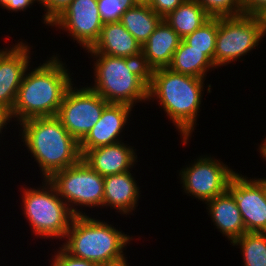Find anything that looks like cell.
<instances>
[{"label": "cell", "instance_id": "19", "mask_svg": "<svg viewBox=\"0 0 266 266\" xmlns=\"http://www.w3.org/2000/svg\"><path fill=\"white\" fill-rule=\"evenodd\" d=\"M205 204L213 225L230 244L246 233L241 212L227 190Z\"/></svg>", "mask_w": 266, "mask_h": 266}, {"label": "cell", "instance_id": "6", "mask_svg": "<svg viewBox=\"0 0 266 266\" xmlns=\"http://www.w3.org/2000/svg\"><path fill=\"white\" fill-rule=\"evenodd\" d=\"M39 187L22 185L21 209L31 226L35 237L58 239L63 241L76 216L63 199L57 194L54 186L43 179ZM23 188V189H22Z\"/></svg>", "mask_w": 266, "mask_h": 266}, {"label": "cell", "instance_id": "38", "mask_svg": "<svg viewBox=\"0 0 266 266\" xmlns=\"http://www.w3.org/2000/svg\"><path fill=\"white\" fill-rule=\"evenodd\" d=\"M265 196H266V178H265Z\"/></svg>", "mask_w": 266, "mask_h": 266}, {"label": "cell", "instance_id": "36", "mask_svg": "<svg viewBox=\"0 0 266 266\" xmlns=\"http://www.w3.org/2000/svg\"><path fill=\"white\" fill-rule=\"evenodd\" d=\"M137 5H150L152 0H133Z\"/></svg>", "mask_w": 266, "mask_h": 266}, {"label": "cell", "instance_id": "35", "mask_svg": "<svg viewBox=\"0 0 266 266\" xmlns=\"http://www.w3.org/2000/svg\"><path fill=\"white\" fill-rule=\"evenodd\" d=\"M260 17L263 22V33H264V38H265L266 37V12H264Z\"/></svg>", "mask_w": 266, "mask_h": 266}, {"label": "cell", "instance_id": "37", "mask_svg": "<svg viewBox=\"0 0 266 266\" xmlns=\"http://www.w3.org/2000/svg\"><path fill=\"white\" fill-rule=\"evenodd\" d=\"M128 7H133L136 4L134 3L133 0H122Z\"/></svg>", "mask_w": 266, "mask_h": 266}, {"label": "cell", "instance_id": "24", "mask_svg": "<svg viewBox=\"0 0 266 266\" xmlns=\"http://www.w3.org/2000/svg\"><path fill=\"white\" fill-rule=\"evenodd\" d=\"M218 32V17H211L183 40L193 49L203 51L213 62Z\"/></svg>", "mask_w": 266, "mask_h": 266}, {"label": "cell", "instance_id": "4", "mask_svg": "<svg viewBox=\"0 0 266 266\" xmlns=\"http://www.w3.org/2000/svg\"><path fill=\"white\" fill-rule=\"evenodd\" d=\"M93 59V78L89 87L108 103L127 104L148 102L149 72L141 59L88 53Z\"/></svg>", "mask_w": 266, "mask_h": 266}, {"label": "cell", "instance_id": "20", "mask_svg": "<svg viewBox=\"0 0 266 266\" xmlns=\"http://www.w3.org/2000/svg\"><path fill=\"white\" fill-rule=\"evenodd\" d=\"M168 68L173 72L201 79H206L207 72L216 69L214 62L203 51L193 49L183 39Z\"/></svg>", "mask_w": 266, "mask_h": 266}, {"label": "cell", "instance_id": "17", "mask_svg": "<svg viewBox=\"0 0 266 266\" xmlns=\"http://www.w3.org/2000/svg\"><path fill=\"white\" fill-rule=\"evenodd\" d=\"M182 39L163 19L142 45L141 62L148 71L167 68Z\"/></svg>", "mask_w": 266, "mask_h": 266}, {"label": "cell", "instance_id": "11", "mask_svg": "<svg viewBox=\"0 0 266 266\" xmlns=\"http://www.w3.org/2000/svg\"><path fill=\"white\" fill-rule=\"evenodd\" d=\"M103 24L97 0H72L49 26L68 32V37L87 51L99 39Z\"/></svg>", "mask_w": 266, "mask_h": 266}, {"label": "cell", "instance_id": "21", "mask_svg": "<svg viewBox=\"0 0 266 266\" xmlns=\"http://www.w3.org/2000/svg\"><path fill=\"white\" fill-rule=\"evenodd\" d=\"M210 18L211 16L196 0H184L164 20L183 39L201 27Z\"/></svg>", "mask_w": 266, "mask_h": 266}, {"label": "cell", "instance_id": "28", "mask_svg": "<svg viewBox=\"0 0 266 266\" xmlns=\"http://www.w3.org/2000/svg\"><path fill=\"white\" fill-rule=\"evenodd\" d=\"M72 0H38L39 6H42L44 14L42 22L48 25L71 3Z\"/></svg>", "mask_w": 266, "mask_h": 266}, {"label": "cell", "instance_id": "9", "mask_svg": "<svg viewBox=\"0 0 266 266\" xmlns=\"http://www.w3.org/2000/svg\"><path fill=\"white\" fill-rule=\"evenodd\" d=\"M193 161L183 166L177 177L184 194L205 204L227 190V183L236 173L233 168L208 153Z\"/></svg>", "mask_w": 266, "mask_h": 266}, {"label": "cell", "instance_id": "2", "mask_svg": "<svg viewBox=\"0 0 266 266\" xmlns=\"http://www.w3.org/2000/svg\"><path fill=\"white\" fill-rule=\"evenodd\" d=\"M53 54L39 66L31 64L26 70L9 113L12 122V118L19 124L30 118L57 115L67 89L74 83V73H70L59 54Z\"/></svg>", "mask_w": 266, "mask_h": 266}, {"label": "cell", "instance_id": "12", "mask_svg": "<svg viewBox=\"0 0 266 266\" xmlns=\"http://www.w3.org/2000/svg\"><path fill=\"white\" fill-rule=\"evenodd\" d=\"M227 191L241 212L246 232L266 233L265 177L249 178L236 172L227 183Z\"/></svg>", "mask_w": 266, "mask_h": 266}, {"label": "cell", "instance_id": "30", "mask_svg": "<svg viewBox=\"0 0 266 266\" xmlns=\"http://www.w3.org/2000/svg\"><path fill=\"white\" fill-rule=\"evenodd\" d=\"M244 14L261 16L266 12V0H241Z\"/></svg>", "mask_w": 266, "mask_h": 266}, {"label": "cell", "instance_id": "18", "mask_svg": "<svg viewBox=\"0 0 266 266\" xmlns=\"http://www.w3.org/2000/svg\"><path fill=\"white\" fill-rule=\"evenodd\" d=\"M87 53L141 59L142 45L119 22L104 23L97 42Z\"/></svg>", "mask_w": 266, "mask_h": 266}, {"label": "cell", "instance_id": "3", "mask_svg": "<svg viewBox=\"0 0 266 266\" xmlns=\"http://www.w3.org/2000/svg\"><path fill=\"white\" fill-rule=\"evenodd\" d=\"M19 125L18 136L34 158L33 162L38 163L42 179L82 159L79 142L56 116L30 118Z\"/></svg>", "mask_w": 266, "mask_h": 266}, {"label": "cell", "instance_id": "14", "mask_svg": "<svg viewBox=\"0 0 266 266\" xmlns=\"http://www.w3.org/2000/svg\"><path fill=\"white\" fill-rule=\"evenodd\" d=\"M133 107L127 104L109 103L102 111L100 119L79 142L83 156L88 150L123 141V131L128 124ZM121 136V137H120Z\"/></svg>", "mask_w": 266, "mask_h": 266}, {"label": "cell", "instance_id": "10", "mask_svg": "<svg viewBox=\"0 0 266 266\" xmlns=\"http://www.w3.org/2000/svg\"><path fill=\"white\" fill-rule=\"evenodd\" d=\"M86 84L78 88L73 83L67 89L56 115L78 142L88 134L109 104Z\"/></svg>", "mask_w": 266, "mask_h": 266}, {"label": "cell", "instance_id": "5", "mask_svg": "<svg viewBox=\"0 0 266 266\" xmlns=\"http://www.w3.org/2000/svg\"><path fill=\"white\" fill-rule=\"evenodd\" d=\"M120 229L92 215H78L72 220L65 242L60 245L72 256L99 266L118 263L128 259L124 250L134 240Z\"/></svg>", "mask_w": 266, "mask_h": 266}, {"label": "cell", "instance_id": "26", "mask_svg": "<svg viewBox=\"0 0 266 266\" xmlns=\"http://www.w3.org/2000/svg\"><path fill=\"white\" fill-rule=\"evenodd\" d=\"M101 18L104 23L120 21L128 6L122 0H97Z\"/></svg>", "mask_w": 266, "mask_h": 266}, {"label": "cell", "instance_id": "23", "mask_svg": "<svg viewBox=\"0 0 266 266\" xmlns=\"http://www.w3.org/2000/svg\"><path fill=\"white\" fill-rule=\"evenodd\" d=\"M230 245L241 250L243 266H266L265 232H246Z\"/></svg>", "mask_w": 266, "mask_h": 266}, {"label": "cell", "instance_id": "27", "mask_svg": "<svg viewBox=\"0 0 266 266\" xmlns=\"http://www.w3.org/2000/svg\"><path fill=\"white\" fill-rule=\"evenodd\" d=\"M56 250L49 262L50 266H99L95 262L72 256L61 245Z\"/></svg>", "mask_w": 266, "mask_h": 266}, {"label": "cell", "instance_id": "29", "mask_svg": "<svg viewBox=\"0 0 266 266\" xmlns=\"http://www.w3.org/2000/svg\"><path fill=\"white\" fill-rule=\"evenodd\" d=\"M184 0H152L151 9L162 19L174 11Z\"/></svg>", "mask_w": 266, "mask_h": 266}, {"label": "cell", "instance_id": "25", "mask_svg": "<svg viewBox=\"0 0 266 266\" xmlns=\"http://www.w3.org/2000/svg\"><path fill=\"white\" fill-rule=\"evenodd\" d=\"M211 17L239 16L244 14L241 0H196Z\"/></svg>", "mask_w": 266, "mask_h": 266}, {"label": "cell", "instance_id": "22", "mask_svg": "<svg viewBox=\"0 0 266 266\" xmlns=\"http://www.w3.org/2000/svg\"><path fill=\"white\" fill-rule=\"evenodd\" d=\"M163 19L149 5L128 7L120 23L143 45Z\"/></svg>", "mask_w": 266, "mask_h": 266}, {"label": "cell", "instance_id": "34", "mask_svg": "<svg viewBox=\"0 0 266 266\" xmlns=\"http://www.w3.org/2000/svg\"><path fill=\"white\" fill-rule=\"evenodd\" d=\"M128 260L125 259L121 262L110 264V265H101V266H130L129 263L127 262Z\"/></svg>", "mask_w": 266, "mask_h": 266}, {"label": "cell", "instance_id": "33", "mask_svg": "<svg viewBox=\"0 0 266 266\" xmlns=\"http://www.w3.org/2000/svg\"><path fill=\"white\" fill-rule=\"evenodd\" d=\"M264 140L262 141V143L260 145H258V149L259 150L258 152L260 153V157H262L263 161L265 160L266 161V137L263 138Z\"/></svg>", "mask_w": 266, "mask_h": 266}, {"label": "cell", "instance_id": "31", "mask_svg": "<svg viewBox=\"0 0 266 266\" xmlns=\"http://www.w3.org/2000/svg\"><path fill=\"white\" fill-rule=\"evenodd\" d=\"M36 2L38 4V0H0V6L10 12L19 13L31 8Z\"/></svg>", "mask_w": 266, "mask_h": 266}, {"label": "cell", "instance_id": "15", "mask_svg": "<svg viewBox=\"0 0 266 266\" xmlns=\"http://www.w3.org/2000/svg\"><path fill=\"white\" fill-rule=\"evenodd\" d=\"M124 142L126 141L88 150L82 159L103 177L132 171L134 165L140 162L137 149Z\"/></svg>", "mask_w": 266, "mask_h": 266}, {"label": "cell", "instance_id": "13", "mask_svg": "<svg viewBox=\"0 0 266 266\" xmlns=\"http://www.w3.org/2000/svg\"><path fill=\"white\" fill-rule=\"evenodd\" d=\"M31 48L28 42L18 40L0 49V110L12 111L24 74L32 64Z\"/></svg>", "mask_w": 266, "mask_h": 266}, {"label": "cell", "instance_id": "7", "mask_svg": "<svg viewBox=\"0 0 266 266\" xmlns=\"http://www.w3.org/2000/svg\"><path fill=\"white\" fill-rule=\"evenodd\" d=\"M264 38L261 17L242 14L218 17V32L214 52L216 69L232 62L244 61L243 56L258 49ZM243 59V60H242Z\"/></svg>", "mask_w": 266, "mask_h": 266}, {"label": "cell", "instance_id": "32", "mask_svg": "<svg viewBox=\"0 0 266 266\" xmlns=\"http://www.w3.org/2000/svg\"><path fill=\"white\" fill-rule=\"evenodd\" d=\"M10 122H11L10 114L4 110H0V134H3L2 133L3 129H8L7 125H8V123L10 124ZM0 137L2 138V137H4V135L3 136L1 135ZM1 138H0V140H1Z\"/></svg>", "mask_w": 266, "mask_h": 266}, {"label": "cell", "instance_id": "8", "mask_svg": "<svg viewBox=\"0 0 266 266\" xmlns=\"http://www.w3.org/2000/svg\"><path fill=\"white\" fill-rule=\"evenodd\" d=\"M48 181L76 216L86 215L82 211V206L94 210L95 207L103 208L104 177L83 159L75 165L53 173Z\"/></svg>", "mask_w": 266, "mask_h": 266}, {"label": "cell", "instance_id": "16", "mask_svg": "<svg viewBox=\"0 0 266 266\" xmlns=\"http://www.w3.org/2000/svg\"><path fill=\"white\" fill-rule=\"evenodd\" d=\"M131 172L133 171L104 177L103 208L110 207L125 217L133 215V212L137 210L141 190Z\"/></svg>", "mask_w": 266, "mask_h": 266}, {"label": "cell", "instance_id": "1", "mask_svg": "<svg viewBox=\"0 0 266 266\" xmlns=\"http://www.w3.org/2000/svg\"><path fill=\"white\" fill-rule=\"evenodd\" d=\"M205 80L173 72L168 67L149 72L148 101L157 100L159 108L162 107L180 133L183 145L189 143L196 130L204 89L211 93V84L206 87Z\"/></svg>", "mask_w": 266, "mask_h": 266}]
</instances>
